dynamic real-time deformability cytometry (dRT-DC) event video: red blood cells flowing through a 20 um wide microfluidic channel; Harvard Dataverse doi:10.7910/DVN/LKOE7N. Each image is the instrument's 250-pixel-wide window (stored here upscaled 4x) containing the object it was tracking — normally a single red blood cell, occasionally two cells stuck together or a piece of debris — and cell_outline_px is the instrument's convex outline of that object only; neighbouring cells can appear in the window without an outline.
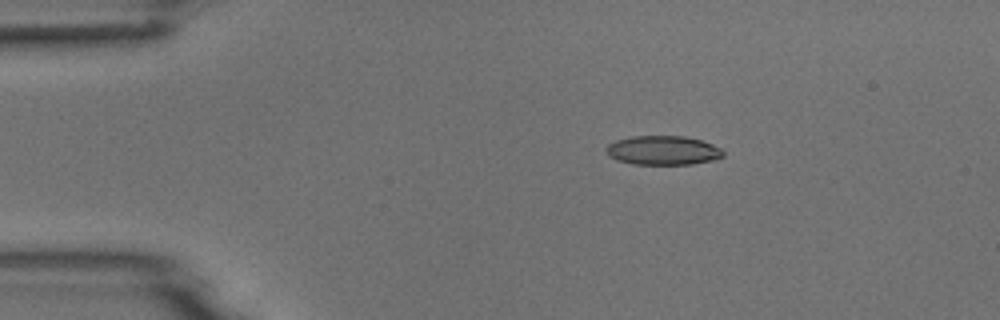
{"species": "common noctule bat (a hibernating species)", "species_latin": "Nyctalus noctula", "temperature_condition": "room temperature", "stored_images_in_passage": 4, "camera_frame_rate_fps": 3000, "um_per_image_px": 0.085, "animal": {"sex": "male", "body_mass_g": 18.8}, "frame": {"image": 1, "passage_image": 3, "time_ms": 0.667, "image_size_px": [1000, 320], "cell_outline_px": [[724, 156], [716, 160], [692, 164], [632, 164], [616, 160], [608, 156], [604, 148], [608, 144], [616, 140], [632, 136], [684, 136], [700, 140], [712, 144], [720, 148], [724, 152]], "centroid_in_image_um": [56.34, 12.79], "position_along_channel_um": 28.7, "area_um2": 20.06}}